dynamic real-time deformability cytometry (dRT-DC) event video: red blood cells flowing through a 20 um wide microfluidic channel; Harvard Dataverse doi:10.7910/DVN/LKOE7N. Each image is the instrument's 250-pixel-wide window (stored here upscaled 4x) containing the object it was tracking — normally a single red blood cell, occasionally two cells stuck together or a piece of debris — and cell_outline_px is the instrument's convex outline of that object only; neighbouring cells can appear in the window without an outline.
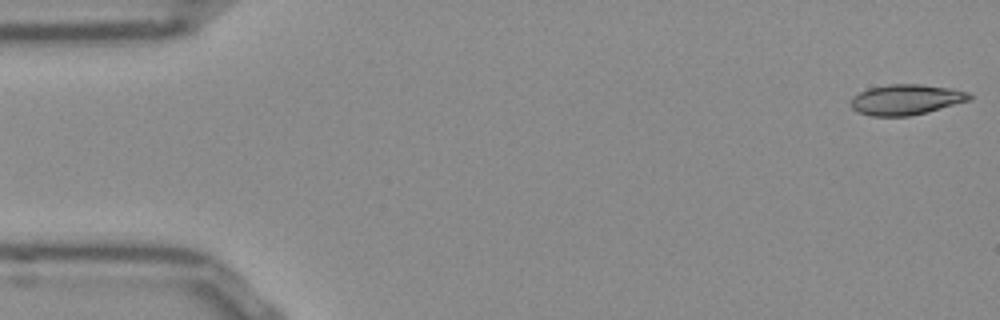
{"species": "Egyptian fruit bat (a non-hibernating species)", "species_latin": "Rousettus aegyptiacus", "temperature_condition": "room temperature", "stored_images_in_passage": 52, "camera_frame_rate_fps": 3000, "um_per_image_px": 0.085, "frame": {"image": 1, "passage_image": 1, "time_ms": 0.0, "image_size_px": [1000, 320], "cell_outline_px": [[972, 100], [908, 116], [872, 116], [856, 112], [848, 104], [852, 96], [868, 88], [892, 84], [920, 84], [952, 88], [968, 92], [972, 96]], "centroid_in_image_um": [76.98, 8.46], "position_along_channel_um": 8.0, "area_um2": 21.1}}
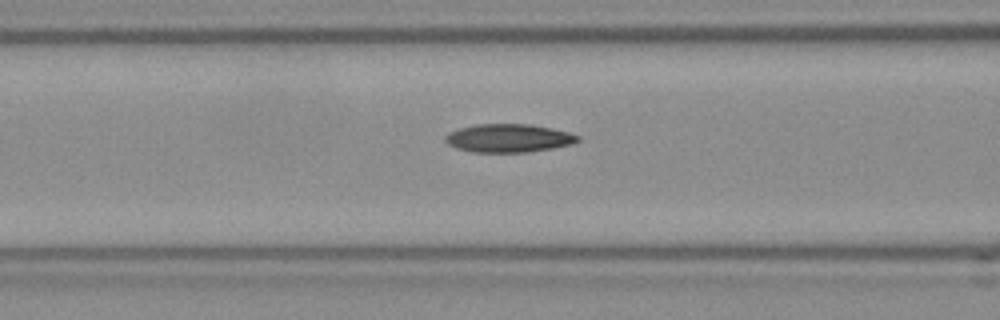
{"frame": {"image": 2, "passage_image": 20, "time_ms": 6.333, "image_size_px": [1000, 320], "cell_outline_px": [[580, 140], [568, 144], [552, 148], [524, 152], [472, 152], [456, 148], [448, 144], [444, 140], [444, 136], [448, 132], [460, 128], [476, 124], [528, 124], [552, 128], [568, 132], [580, 136]], "centroid_in_image_um": [43.18, 11.73], "position_along_channel_um": 123.4, "area_um2": 21.73}}
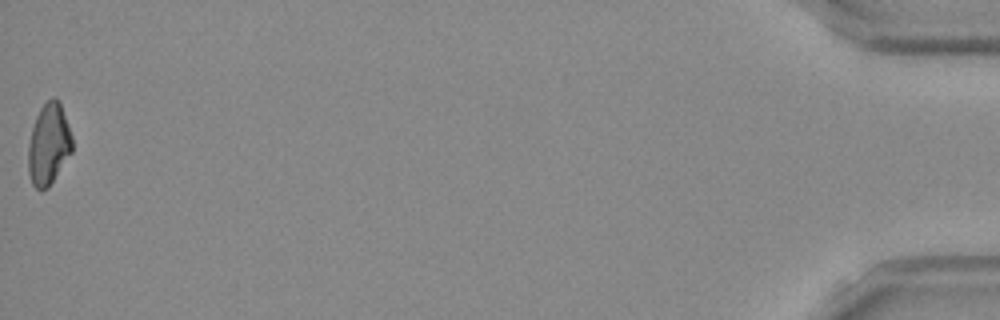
{"frame": {"image": 3, "passage_image": 52, "time_ms": 17.0, "image_size_px": [1000, 320], "cell_outline_px": [[72, 152], [48, 188], [36, 188], [32, 184], [28, 172], [28, 144], [32, 128], [36, 116], [40, 108], [52, 96], [56, 96], [60, 100], [72, 136]], "centroid_in_image_um": [4.14, 12.22], "position_along_channel_um": 431.1, "area_um2": 20.92}, "authors_computed_cell_mechanics": {"area_um2": 21.3282, "velocity_mm_per_s": 3.8647, "shape_relaxation_time_tau1_ms": null, "shape_relaxation_time_tau2_ms": 9.2924, "deformation_change_tau1": null, "deformation_change_tau2": 0.1691}}